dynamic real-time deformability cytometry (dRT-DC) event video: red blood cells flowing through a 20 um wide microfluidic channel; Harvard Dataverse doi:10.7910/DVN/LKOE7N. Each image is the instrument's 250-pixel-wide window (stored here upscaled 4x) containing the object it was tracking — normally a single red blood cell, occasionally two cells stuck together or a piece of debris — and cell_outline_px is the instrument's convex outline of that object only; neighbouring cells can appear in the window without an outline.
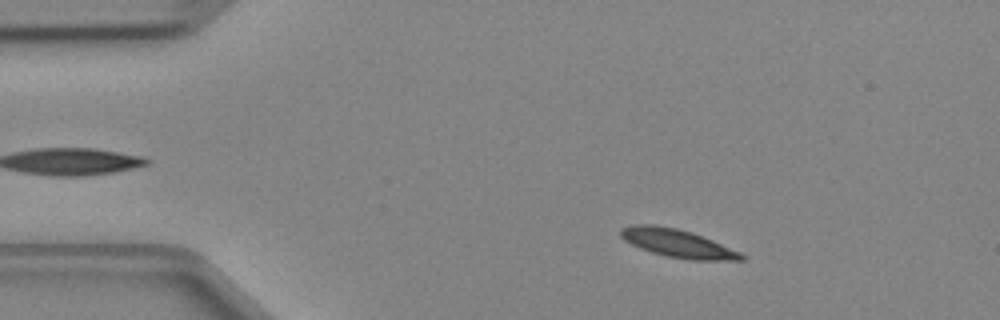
{"species": "Egyptian fruit bat (a non-hibernating species)", "species_latin": "Rousettus aegyptiacus", "temperature_condition": "cold", "stored_images_in_passage": 47, "camera_frame_rate_fps": 3000, "um_per_image_px": 0.085, "animal": {"sex": "female"}, "frame": {"image": 1, "passage_image": 7, "time_ms": 2.0, "image_size_px": [1000, 320], "cell_outline_px": [[748, 256], [744, 260], [688, 260], [668, 256], [652, 252], [640, 248], [624, 240], [620, 236], [620, 228], [632, 224], [656, 224], [676, 228], [692, 232], [712, 240], [740, 252]], "centroid_in_image_um": [57.59, 20.67], "position_along_channel_um": 27.4, "area_um2": 19.83}}
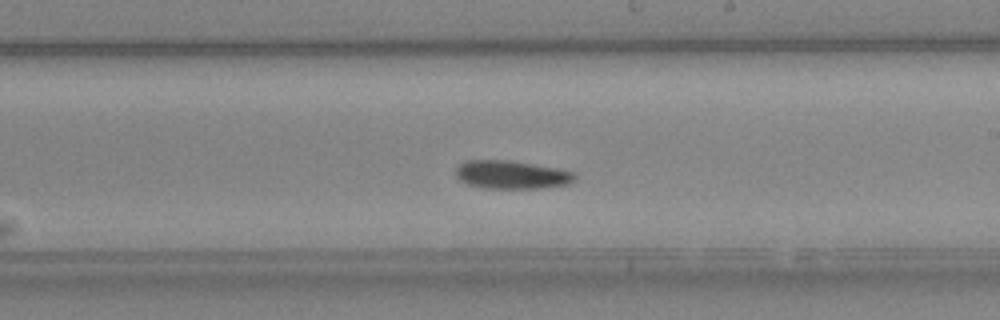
{"frame": {"image": 2, "passage_image": 27, "time_ms": 8.667, "image_size_px": [1000, 320], "cell_outline_px": [[576, 176], [568, 184], [540, 188], [484, 188], [468, 184], [460, 180], [456, 176], [456, 168], [460, 164], [468, 160], [508, 160], [556, 168], [576, 172]], "centroid_in_image_um": [43.47, 14.85], "position_along_channel_um": 245.5, "area_um2": 19.42}}
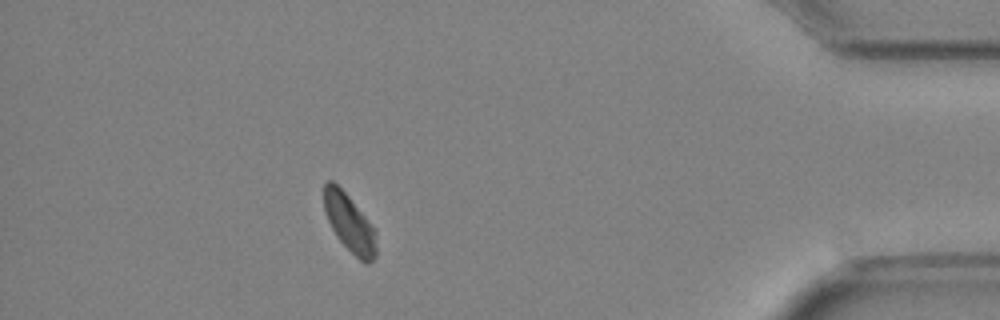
{"frame": {"image": 3, "passage_image": 42, "time_ms": 13.667, "image_size_px": [1000, 320], "cell_outline_px": [[376, 256], [368, 264], [364, 264], [336, 236], [324, 212], [324, 184], [328, 180], [332, 180], [348, 196], [364, 216], [376, 232]], "centroid_in_image_um": [29.69, 18.97], "position_along_channel_um": 405.5, "area_um2": 17.22}}